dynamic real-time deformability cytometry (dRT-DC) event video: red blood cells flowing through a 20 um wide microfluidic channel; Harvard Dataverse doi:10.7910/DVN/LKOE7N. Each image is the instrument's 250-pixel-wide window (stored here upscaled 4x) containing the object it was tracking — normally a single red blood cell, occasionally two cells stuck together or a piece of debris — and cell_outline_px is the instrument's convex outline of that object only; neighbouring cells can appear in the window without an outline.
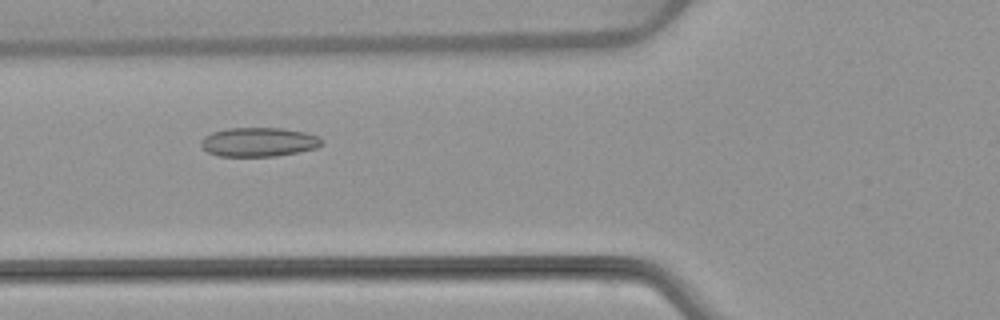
{"species": "common noctule bat (a hibernating species)", "species_latin": "Nyctalus noctula", "temperature_condition": "warm", "stored_images_in_passage": 7, "camera_frame_rate_fps": 3000, "um_per_image_px": 0.085, "animal": {"sex": "female", "body_mass_g": 22.7, "forearm_length_mm": 54.2}, "frame": {"image": 1, "passage_image": 3, "time_ms": 0.667, "image_size_px": [1000, 320], "cell_outline_px": [[324, 144], [316, 148], [276, 156], [220, 156], [208, 152], [200, 144], [200, 140], [204, 136], [212, 132], [228, 128], [280, 128], [304, 132], [320, 136], [324, 140]], "centroid_in_image_um": [22.01, 12.07], "position_along_channel_um": 103.8, "area_um2": 20.52}}